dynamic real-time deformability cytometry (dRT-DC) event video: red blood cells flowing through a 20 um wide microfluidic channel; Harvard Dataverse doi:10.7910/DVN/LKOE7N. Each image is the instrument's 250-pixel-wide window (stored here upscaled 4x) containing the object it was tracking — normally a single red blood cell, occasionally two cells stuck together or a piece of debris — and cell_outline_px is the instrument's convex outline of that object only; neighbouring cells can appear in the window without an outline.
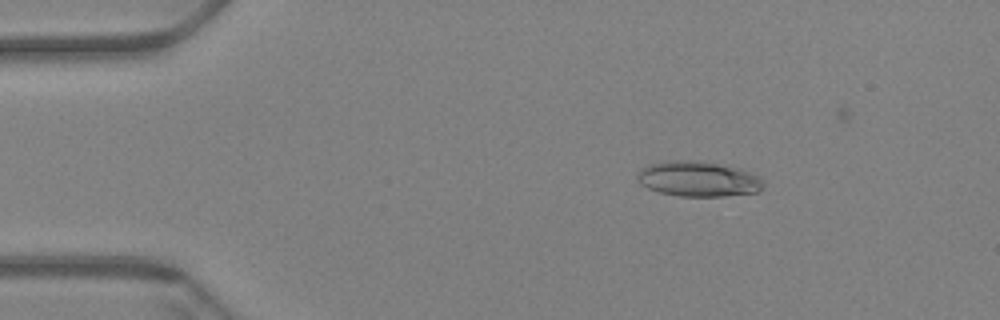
{"species": "Egyptian fruit bat (a non-hibernating species)", "species_latin": "Rousettus aegyptiacus", "temperature_condition": "warm", "stored_images_in_passage": 65, "camera_frame_rate_fps": 3000, "um_per_image_px": 0.085, "animal": {"sex": "female"}, "frame": {"image": 1, "passage_image": 14, "time_ms": 4.333, "image_size_px": [1000, 320], "cell_outline_px": [[764, 188], [756, 192], [724, 196], [680, 196], [660, 192], [648, 188], [640, 184], [636, 176], [648, 164], [664, 160], [700, 160], [740, 168], [756, 176], [764, 184]], "centroid_in_image_um": [59.33, 15.2], "position_along_channel_um": 25.7, "area_um2": 25.84}}
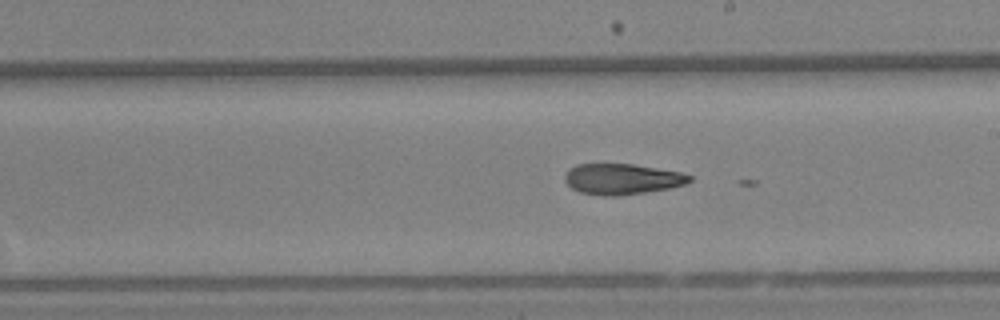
{"frame": {"image": 2, "passage_image": 39, "time_ms": 12.667, "image_size_px": [1000, 320], "cell_outline_px": [[692, 180], [684, 184], [668, 188], [644, 192], [616, 196], [604, 196], [580, 192], [572, 188], [564, 180], [564, 176], [568, 168], [576, 164], [632, 164], [680, 172], [692, 176]], "centroid_in_image_um": [52.83, 15.21], "position_along_channel_um": 236.2, "area_um2": 22.2}}
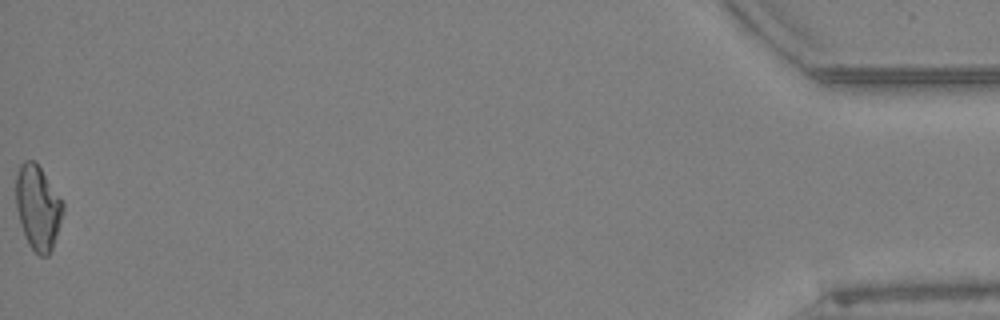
{"frame": {"image": 3, "passage_image": 65, "time_ms": 21.333, "image_size_px": [1000, 320], "cell_outline_px": [[64, 212], [52, 248], [48, 256], [40, 256], [28, 244], [16, 208], [16, 176], [20, 164], [24, 160], [32, 160], [40, 168], [64, 204]], "centroid_in_image_um": [3.22, 17.64], "position_along_channel_um": 432.0, "area_um2": 22.72}}